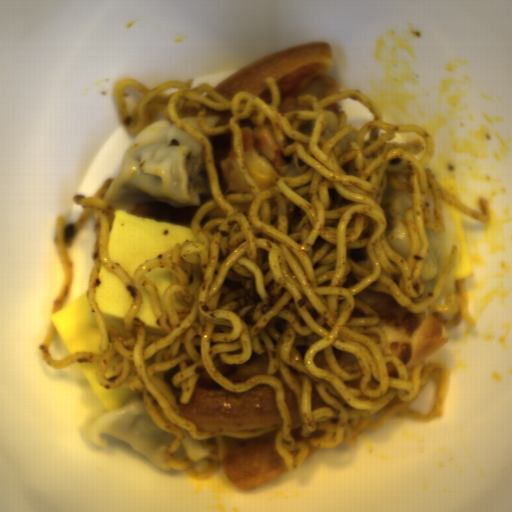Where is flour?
I'll use <instances>...</instances> for the list:
<instances>
[{"instance_id": "c2a2500e", "label": "flour", "mask_w": 512, "mask_h": 512, "mask_svg": "<svg viewBox=\"0 0 512 512\" xmlns=\"http://www.w3.org/2000/svg\"><path fill=\"white\" fill-rule=\"evenodd\" d=\"M114 178L105 194L114 213L139 204L192 208L212 196L204 144L163 118L135 135Z\"/></svg>"}, {"instance_id": "a7fe0414", "label": "flour", "mask_w": 512, "mask_h": 512, "mask_svg": "<svg viewBox=\"0 0 512 512\" xmlns=\"http://www.w3.org/2000/svg\"><path fill=\"white\" fill-rule=\"evenodd\" d=\"M86 435L97 446L107 445L103 435H111L128 442L164 472L169 468L164 459L174 435L159 429L149 417L142 399L126 404L99 417L88 428Z\"/></svg>"}, {"instance_id": "66d56a37", "label": "flour", "mask_w": 512, "mask_h": 512, "mask_svg": "<svg viewBox=\"0 0 512 512\" xmlns=\"http://www.w3.org/2000/svg\"><path fill=\"white\" fill-rule=\"evenodd\" d=\"M380 206L385 215L387 242L406 261L412 238L405 212L413 207V192L396 190L388 183Z\"/></svg>"}, {"instance_id": "cc3e68f7", "label": "flour", "mask_w": 512, "mask_h": 512, "mask_svg": "<svg viewBox=\"0 0 512 512\" xmlns=\"http://www.w3.org/2000/svg\"><path fill=\"white\" fill-rule=\"evenodd\" d=\"M445 233H437L426 229L429 249L425 264L419 276L424 284L423 295L410 298L413 303H421L433 292L438 283L453 250L454 237L446 208L442 207Z\"/></svg>"}, {"instance_id": "db9e18be", "label": "flour", "mask_w": 512, "mask_h": 512, "mask_svg": "<svg viewBox=\"0 0 512 512\" xmlns=\"http://www.w3.org/2000/svg\"><path fill=\"white\" fill-rule=\"evenodd\" d=\"M182 430L183 438L180 447L173 457L187 458L193 462L196 471L201 472L208 467V460L203 459L210 453L217 451L216 436L209 440H195L189 433Z\"/></svg>"}, {"instance_id": "fc714311", "label": "flour", "mask_w": 512, "mask_h": 512, "mask_svg": "<svg viewBox=\"0 0 512 512\" xmlns=\"http://www.w3.org/2000/svg\"><path fill=\"white\" fill-rule=\"evenodd\" d=\"M457 269H456V265H455V262H454V265L440 291V293L438 294L436 300L434 303H437L439 305H444L445 301H446V296H447V291L448 289H451L454 291V283L455 281H458V278H456L455 276V273H456Z\"/></svg>"}, {"instance_id": "89731cd2", "label": "flour", "mask_w": 512, "mask_h": 512, "mask_svg": "<svg viewBox=\"0 0 512 512\" xmlns=\"http://www.w3.org/2000/svg\"><path fill=\"white\" fill-rule=\"evenodd\" d=\"M178 117L181 118L183 121L189 123L191 126H193L196 130H198L201 134H203L209 141L211 136H208L207 134H205L202 131V129L199 127V125L196 122L197 117H185V116H178Z\"/></svg>"}]
</instances>
